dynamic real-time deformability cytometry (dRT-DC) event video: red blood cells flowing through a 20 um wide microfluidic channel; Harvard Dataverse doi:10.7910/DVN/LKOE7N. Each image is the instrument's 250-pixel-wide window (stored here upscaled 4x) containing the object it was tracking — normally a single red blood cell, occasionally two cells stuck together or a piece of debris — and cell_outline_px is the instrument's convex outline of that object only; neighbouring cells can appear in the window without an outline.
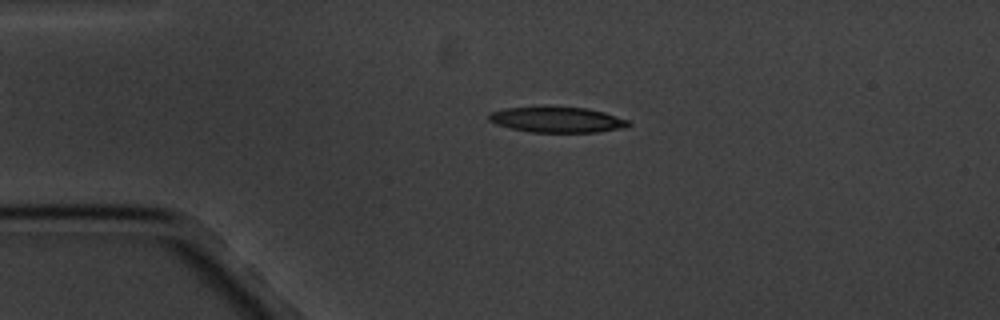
{"species": "common noctule bat (a hibernating species)", "species_latin": "Nyctalus noctula", "temperature_condition": "cold", "stored_images_in_passage": 4, "camera_frame_rate_fps": 3000, "um_per_image_px": 0.085, "animal": {"sex": "male", "body_mass_g": 20.1, "forearm_length_mm": 53.5}, "frame": {"image": 1, "passage_image": 2, "time_ms": 1.333, "image_size_px": [1000, 320], "cell_outline_px": [[632, 124], [628, 128], [596, 132], [532, 132], [512, 128], [496, 124], [488, 120], [488, 116], [492, 112], [504, 108], [548, 104], [588, 108], [604, 112], [628, 120]], "centroid_in_image_um": [47.37, 10.13], "position_along_channel_um": 37.6, "area_um2": 21.62}}
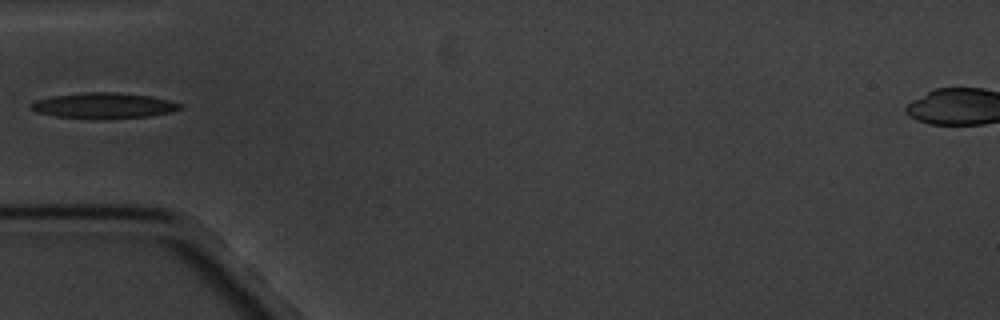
{"frame": {"image": 2, "passage_image": 4, "time_ms": 3.333, "image_size_px": [1000, 320], "cell_outline_px": [[180, 108], [168, 112], [148, 116], [96, 120], [56, 116], [36, 112], [28, 108], [28, 104], [36, 100], [52, 96], [84, 92], [112, 92], [152, 96], [168, 100], [180, 104]], "centroid_in_image_um": [8.71, 8.98], "position_along_channel_um": 76.3, "area_um2": 22.37}}